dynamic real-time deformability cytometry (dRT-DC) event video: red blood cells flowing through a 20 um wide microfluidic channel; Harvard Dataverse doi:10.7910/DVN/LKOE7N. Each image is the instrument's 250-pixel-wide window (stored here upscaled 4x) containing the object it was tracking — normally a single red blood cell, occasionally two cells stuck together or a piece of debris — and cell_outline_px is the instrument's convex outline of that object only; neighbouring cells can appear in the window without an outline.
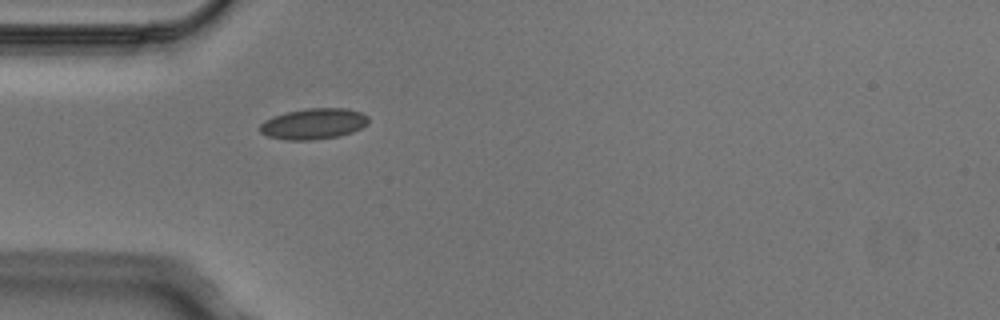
{"species": "Egyptian fruit bat (a non-hibernating species)", "species_latin": "Rousettus aegyptiacus", "temperature_condition": "cold", "stored_images_in_passage": 1, "camera_frame_rate_fps": 3000, "um_per_image_px": 0.085, "animal": {"sex": "male"}, "frame": {"image": 1, "passage_image": 1, "time_ms": 0.0, "image_size_px": [1000, 320], "cell_outline_px": [[368, 124], [352, 132], [340, 136], [312, 140], [288, 140], [268, 136], [260, 132], [260, 124], [264, 120], [272, 116], [288, 112], [308, 108], [348, 108], [360, 112], [368, 116]], "centroid_in_image_um": [26.66, 10.52], "position_along_channel_um": 58.3, "area_um2": 19.54}}